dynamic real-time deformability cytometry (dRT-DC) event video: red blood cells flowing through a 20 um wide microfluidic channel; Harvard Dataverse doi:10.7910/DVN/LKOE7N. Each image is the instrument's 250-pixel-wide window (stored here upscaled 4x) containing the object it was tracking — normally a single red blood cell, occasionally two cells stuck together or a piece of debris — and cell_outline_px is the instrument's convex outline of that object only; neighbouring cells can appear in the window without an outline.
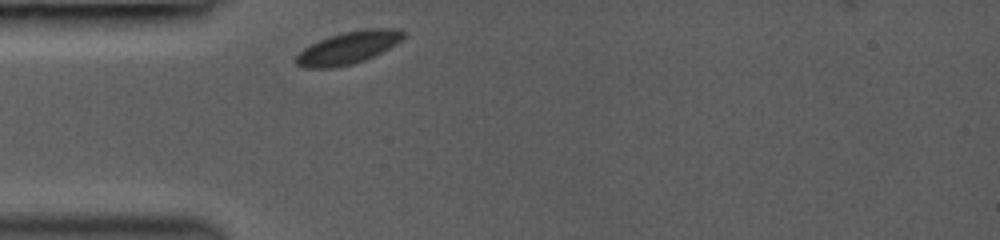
{"species": "common noctule bat (a hibernating species)", "species_latin": "Nyctalus noctula", "temperature_condition": "room temperature", "stored_images_in_passage": 26, "camera_frame_rate_fps": 3000, "um_per_image_px": 0.085, "animal": {"sex": "female", "body_mass_g": 19.0, "forearm_length_mm": 53.3}, "frame": {"image": 1, "passage_image": 1, "time_ms": 0.0, "image_size_px": [1000, 240], "cell_outline_px": [[404, 36], [396, 44], [364, 60], [352, 64], [332, 68], [300, 68], [292, 60], [304, 48], [328, 36], [344, 32], [364, 28], [396, 28], [404, 32]], "centroid_in_image_um": [29.55, 4.06], "position_along_channel_um": 55.5, "area_um2": 20.23}}
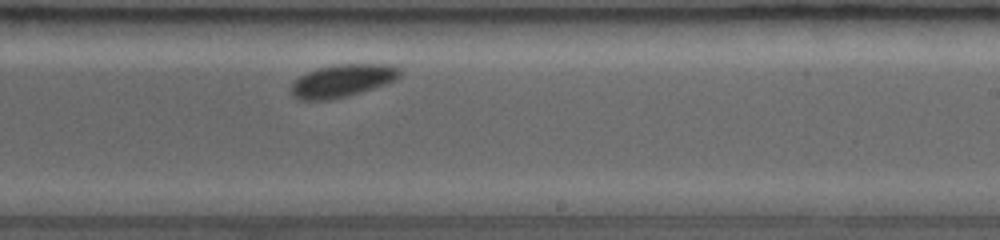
{"frame": {"image": 2, "passage_image": 16, "time_ms": 5.333, "image_size_px": [1000, 240], "cell_outline_px": [[404, 68], [400, 76], [388, 84], [348, 96], [332, 100], [300, 100], [292, 96], [292, 84], [300, 76], [316, 68], [332, 64], [388, 64]], "centroid_in_image_um": [29.16, 6.85], "position_along_channel_um": 259.8, "area_um2": 21.04}}
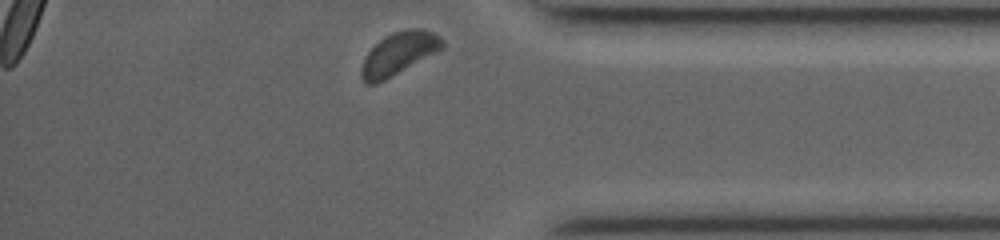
{"frame": {"image": 3, "passage_image": 26, "time_ms": 9.0, "image_size_px": [1000, 240], "cell_outline_px": [[444, 48], [384, 80], [376, 84], [364, 84], [360, 76], [360, 68], [368, 52], [384, 36], [392, 32], [408, 28], [420, 28], [432, 32], [440, 36], [444, 40]], "centroid_in_image_um": [33.89, 4.54], "position_along_channel_um": 401.3, "area_um2": 20.0}}